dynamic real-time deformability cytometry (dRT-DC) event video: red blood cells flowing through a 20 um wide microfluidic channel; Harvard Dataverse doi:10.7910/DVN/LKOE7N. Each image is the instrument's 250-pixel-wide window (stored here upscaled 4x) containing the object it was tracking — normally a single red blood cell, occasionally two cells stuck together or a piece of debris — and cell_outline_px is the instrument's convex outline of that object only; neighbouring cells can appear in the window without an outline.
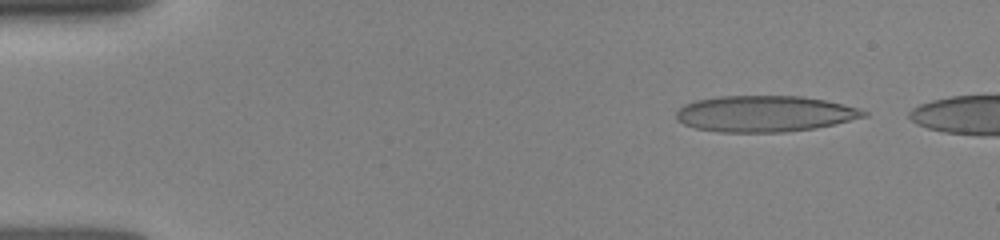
{"species": "human", "species_latin": "Homo sapiens", "temperature_condition": "room temperature", "stored_images_in_passage": 33, "camera_frame_rate_fps": 3000, "um_per_image_px": 0.085, "donor": {"sex": "female"}, "frame": {"image": 1, "passage_image": 3, "time_ms": 1.0, "image_size_px": [1000, 240], "cell_outline_px": [[868, 116], [816, 128], [784, 132], [720, 132], [696, 128], [684, 124], [676, 120], [676, 112], [684, 104], [696, 100], [720, 96], [804, 96], [824, 100], [860, 108], [868, 112]], "centroid_in_image_um": [65.0, 9.67], "position_along_channel_um": 20.0, "area_um2": 39.54}}
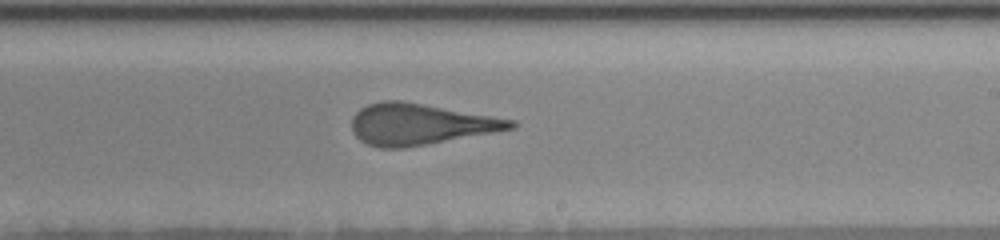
{"frame": {"image": 2, "passage_image": 21, "time_ms": 9.0, "image_size_px": [1000, 240], "cell_outline_px": [[516, 128], [428, 144], [404, 148], [380, 148], [368, 144], [360, 140], [352, 132], [352, 116], [360, 108], [368, 104], [384, 100], [400, 100], [516, 120]], "centroid_in_image_um": [35.68, 10.56], "position_along_channel_um": 253.3, "area_um2": 38.03}}
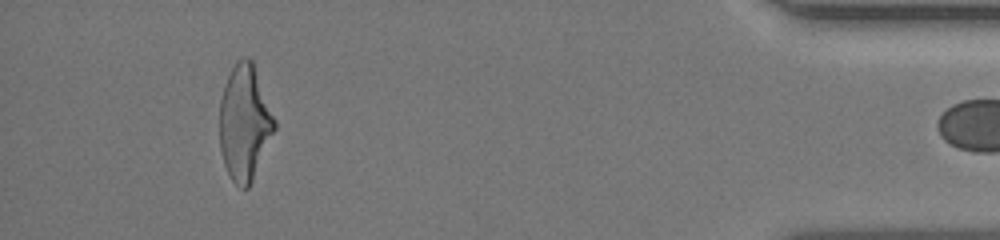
{"frame": {"image": 3, "passage_image": 32, "time_ms": 14.333, "image_size_px": [1000, 240], "cell_outline_px": [[276, 128], [252, 180], [248, 188], [240, 188], [232, 180], [224, 164], [220, 148], [220, 100], [228, 76], [236, 60], [244, 56], [248, 56], [252, 60], [276, 120]], "centroid_in_image_um": [20.79, 10.41], "position_along_channel_um": 414.4, "area_um2": 36.7}}